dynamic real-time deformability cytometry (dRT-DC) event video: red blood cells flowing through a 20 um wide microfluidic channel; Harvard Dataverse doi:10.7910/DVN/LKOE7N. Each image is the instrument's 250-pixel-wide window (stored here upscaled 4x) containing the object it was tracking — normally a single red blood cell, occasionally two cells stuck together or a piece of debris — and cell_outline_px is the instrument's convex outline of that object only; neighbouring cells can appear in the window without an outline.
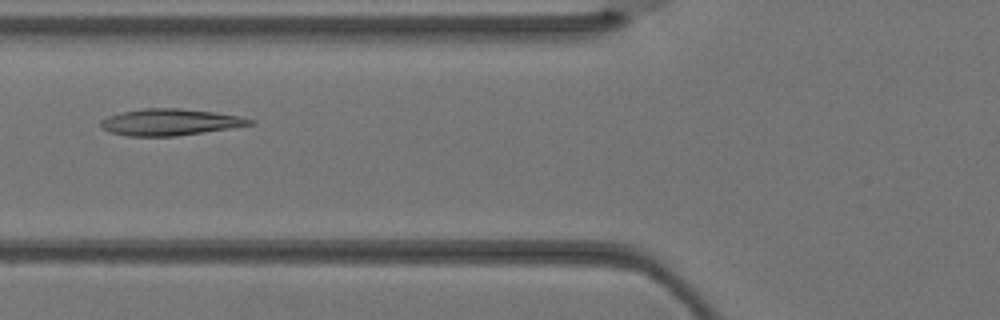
{"species": "Egyptian fruit bat (a non-hibernating species)", "species_latin": "Rousettus aegyptiacus", "temperature_condition": "warm", "stored_images_in_passage": 5, "camera_frame_rate_fps": 3000, "um_per_image_px": 0.085, "animal": {"sex": "female"}, "frame": {"image": 1, "passage_image": 5, "time_ms": 1.333, "image_size_px": [1000, 320], "cell_outline_px": [[256, 124], [176, 136], [124, 136], [108, 132], [100, 128], [100, 120], [108, 116], [124, 112], [144, 108], [180, 108], [212, 112], [240, 116], [256, 120]], "centroid_in_image_um": [14.43, 10.39], "position_along_channel_um": 111.4, "area_um2": 23.12}}